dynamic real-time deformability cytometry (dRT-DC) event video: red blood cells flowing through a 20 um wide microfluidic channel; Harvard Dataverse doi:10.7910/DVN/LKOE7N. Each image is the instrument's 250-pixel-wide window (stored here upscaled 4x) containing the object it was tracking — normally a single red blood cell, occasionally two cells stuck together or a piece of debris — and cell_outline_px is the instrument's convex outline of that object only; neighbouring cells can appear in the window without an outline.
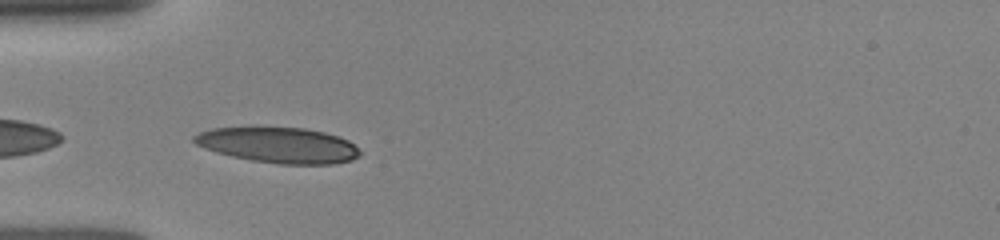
{"species": "human", "species_latin": "Homo sapiens", "temperature_condition": "room temperature", "stored_images_in_passage": 11, "camera_frame_rate_fps": 3000, "um_per_image_px": 0.085, "donor": {"sex": "female"}, "frame": {"image": 1, "passage_image": 7, "time_ms": 4.0, "image_size_px": [1000, 240], "cell_outline_px": [[360, 156], [352, 160], [332, 164], [280, 164], [252, 160], [232, 156], [216, 152], [204, 148], [196, 144], [192, 140], [192, 136], [200, 132], [212, 128], [304, 128], [324, 132], [348, 140], [360, 152]], "centroid_in_image_um": [23.66, 12.34], "position_along_channel_um": 61.3, "area_um2": 33.99}}
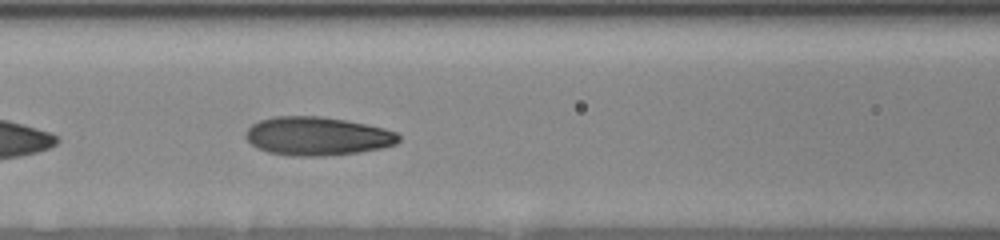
{"frame": {"image": 2, "passage_image": 10, "time_ms": 6.0, "image_size_px": [1000, 240], "cell_outline_px": [[400, 140], [396, 144], [380, 148], [360, 152], [324, 156], [292, 156], [268, 152], [252, 144], [244, 136], [248, 128], [252, 124], [260, 120], [272, 116], [320, 116], [344, 120], [384, 128], [396, 132], [400, 136]], "centroid_in_image_um": [26.96, 11.57], "position_along_channel_um": 139.6, "area_um2": 34.28}}